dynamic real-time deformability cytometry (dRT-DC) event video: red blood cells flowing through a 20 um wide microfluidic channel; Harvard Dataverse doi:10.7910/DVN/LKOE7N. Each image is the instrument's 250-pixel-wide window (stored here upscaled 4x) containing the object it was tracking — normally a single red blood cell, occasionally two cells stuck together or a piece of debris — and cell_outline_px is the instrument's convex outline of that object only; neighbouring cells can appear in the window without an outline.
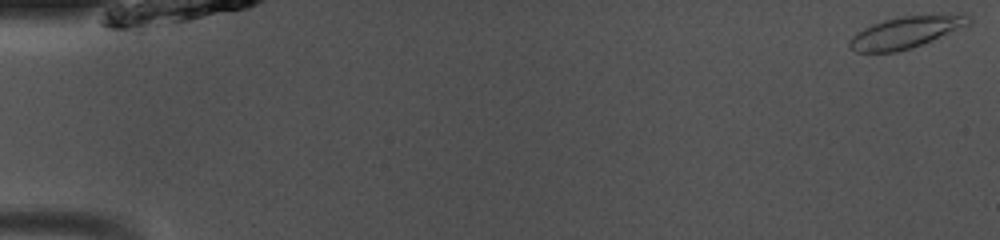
{"species": "common noctule bat (a hibernating species)", "species_latin": "Nyctalus noctula", "temperature_condition": "room temperature", "stored_images_in_passage": 45, "camera_frame_rate_fps": 3000, "um_per_image_px": 0.085, "animal": {"sex": "male", "body_mass_g": 13.0, "forearm_length_mm": 53.1}, "frame": {"image": 1, "passage_image": 1, "time_ms": 0.0, "image_size_px": [1000, 240], "cell_outline_px": [[972, 24], [912, 48], [896, 52], [856, 52], [848, 48], [848, 40], [856, 32], [872, 24], [884, 20], [900, 16], [940, 12], [968, 12], [972, 16]], "centroid_in_image_um": [77.12, 2.68], "position_along_channel_um": 7.9, "area_um2": 23.12}}
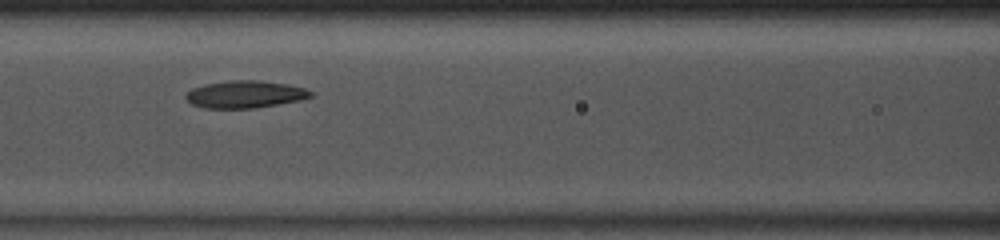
{"frame": {"image": 2, "passage_image": 22, "time_ms": 7.0, "image_size_px": [1000, 240], "cell_outline_px": [[312, 96], [300, 100], [256, 108], [204, 108], [192, 104], [184, 96], [192, 88], [208, 84], [232, 80], [256, 80], [288, 84], [304, 88], [312, 92]], "centroid_in_image_um": [20.84, 8.02], "position_along_channel_um": 145.8, "area_um2": 19.65}}
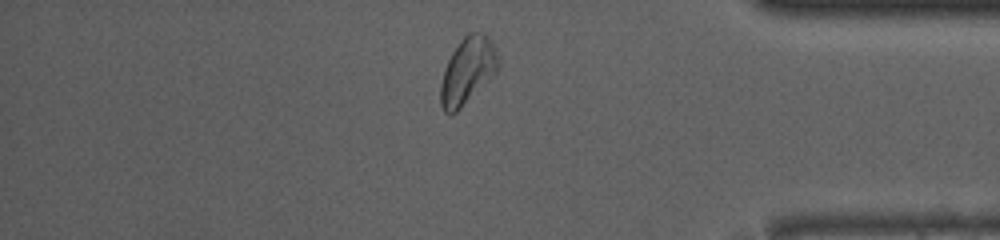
{"frame": {"image": 3, "passage_image": 42, "time_ms": 13.667, "image_size_px": [1000, 240], "cell_outline_px": [[500, 68], [456, 112], [444, 112], [440, 104], [440, 84], [444, 68], [452, 52], [460, 40], [468, 32], [484, 32], [496, 48], [500, 60]], "centroid_in_image_um": [39.75, 5.97], "position_along_channel_um": 395.4, "area_um2": 22.31}}